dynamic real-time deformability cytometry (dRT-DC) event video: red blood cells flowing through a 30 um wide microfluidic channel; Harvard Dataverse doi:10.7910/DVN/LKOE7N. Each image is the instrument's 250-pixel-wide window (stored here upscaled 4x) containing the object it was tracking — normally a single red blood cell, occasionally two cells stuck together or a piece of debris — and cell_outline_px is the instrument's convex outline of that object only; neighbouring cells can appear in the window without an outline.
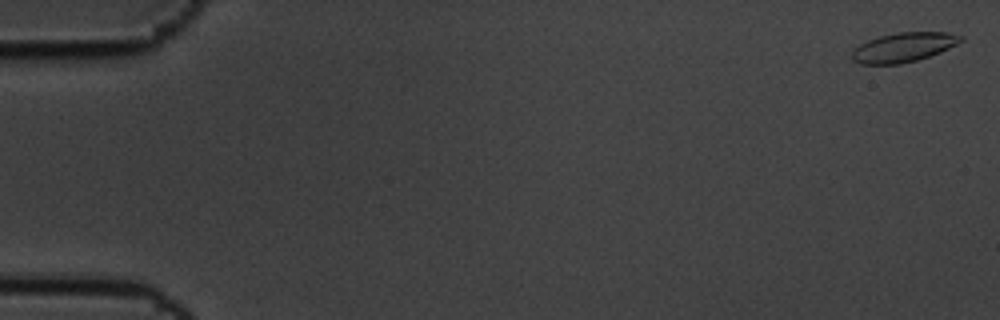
{"species": "common noctule bat (a hibernating species)", "species_latin": "Nyctalus noctula", "temperature_condition": "cold", "stored_images_in_passage": 13, "camera_frame_rate_fps": 3000, "um_per_image_px": 0.085, "animal": {"sex": "male", "body_mass_g": 19.5, "forearm_length_mm": 54.6}, "frame": {"image": 1, "passage_image": 2, "time_ms": 0.333, "image_size_px": [1000, 320], "cell_outline_px": [[964, 40], [940, 52], [916, 60], [900, 64], [860, 64], [852, 60], [852, 48], [868, 40], [880, 36], [896, 32], [948, 32], [964, 36]], "centroid_in_image_um": [76.78, 4.01], "position_along_channel_um": 8.2, "area_um2": 18.67}}